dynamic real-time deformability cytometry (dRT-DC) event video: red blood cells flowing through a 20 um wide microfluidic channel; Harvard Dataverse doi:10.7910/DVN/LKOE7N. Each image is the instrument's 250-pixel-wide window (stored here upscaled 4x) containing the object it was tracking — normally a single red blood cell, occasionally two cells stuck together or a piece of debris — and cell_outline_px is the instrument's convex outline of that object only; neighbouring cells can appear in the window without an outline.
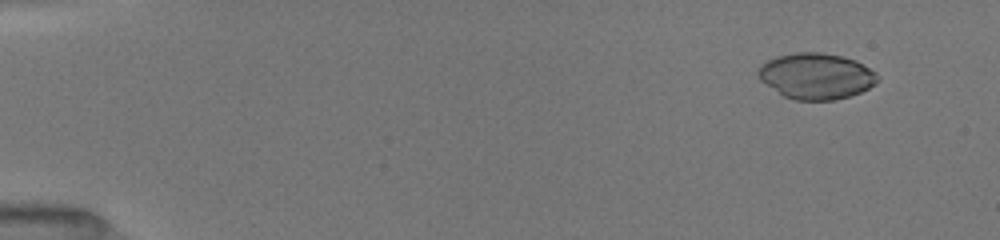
{"species": "common noctule bat (a hibernating species)", "species_latin": "Nyctalus noctula", "temperature_condition": "room temperature", "stored_images_in_passage": 30, "camera_frame_rate_fps": 3000, "um_per_image_px": 0.085, "animal": {"sex": "female", "body_mass_g": 19.5, "forearm_length_mm": 54.1}, "frame": {"image": 1, "passage_image": 6, "time_ms": 1.333, "image_size_px": [1000, 240], "cell_outline_px": [[880, 80], [876, 84], [860, 92], [848, 96], [832, 100], [796, 100], [784, 96], [760, 80], [756, 72], [768, 60], [780, 56], [796, 52], [820, 52], [840, 56], [856, 60], [876, 72], [880, 76]], "centroid_in_image_um": [69.42, 6.47], "position_along_channel_um": 15.6, "area_um2": 31.79}}